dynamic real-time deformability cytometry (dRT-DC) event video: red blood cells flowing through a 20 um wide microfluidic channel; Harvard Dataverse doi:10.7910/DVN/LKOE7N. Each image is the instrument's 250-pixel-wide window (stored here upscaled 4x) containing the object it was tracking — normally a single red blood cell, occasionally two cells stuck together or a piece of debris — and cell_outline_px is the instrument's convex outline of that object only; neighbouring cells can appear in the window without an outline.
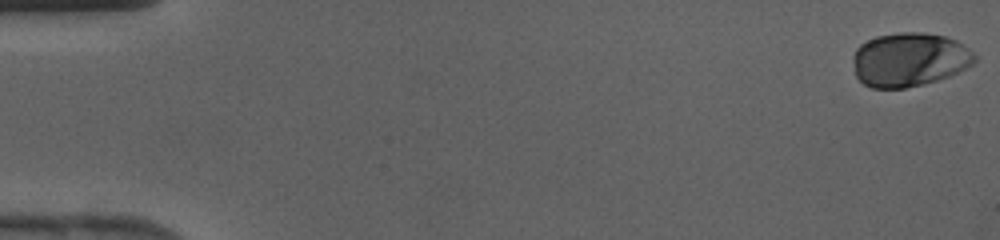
{"species": "human", "species_latin": "Homo sapiens", "temperature_condition": "cold", "stored_images_in_passage": 43, "camera_frame_rate_fps": 3000, "um_per_image_px": 0.085, "donor": {"sex": "female"}, "frame": {"image": 1, "passage_image": 1, "time_ms": 0.0, "image_size_px": [1000, 240], "cell_outline_px": [[976, 60], [972, 64], [948, 76], [924, 84], [904, 88], [872, 88], [864, 84], [856, 76], [852, 60], [852, 56], [856, 48], [860, 44], [876, 36], [900, 32], [924, 32], [944, 36], [956, 40], [968, 48], [976, 56]], "centroid_in_image_um": [77.26, 5.05], "position_along_channel_um": 7.7, "area_um2": 38.21}}
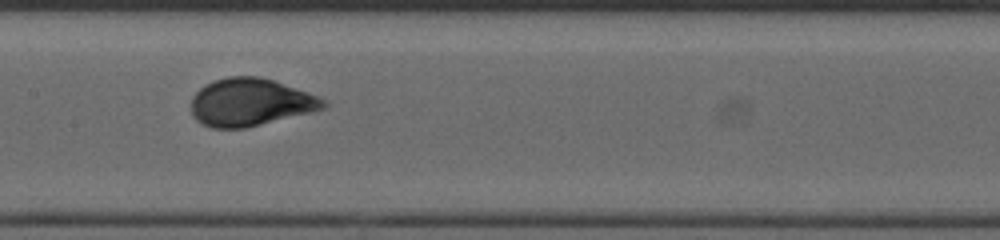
{"frame": {"image": 2, "passage_image": 22, "time_ms": 7.0, "image_size_px": [1000, 240], "cell_outline_px": [[328, 104], [324, 108], [312, 112], [244, 128], [212, 128], [200, 124], [192, 116], [192, 96], [204, 84], [228, 76], [256, 76], [272, 80], [308, 92], [324, 100]], "centroid_in_image_um": [21.24, 8.7], "position_along_channel_um": 186.2, "area_um2": 36.53}}
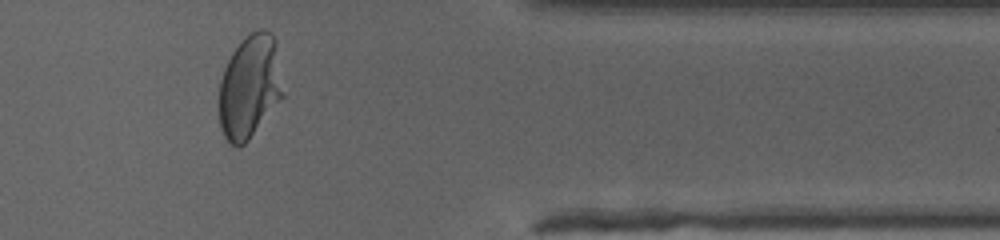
{"frame": {"image": 3, "passage_image": 36, "time_ms": 11.667, "image_size_px": [1000, 240], "cell_outline_px": [[284, 96], [248, 140], [240, 148], [236, 148], [224, 136], [220, 128], [220, 80], [224, 68], [232, 52], [252, 32], [260, 28], [264, 28], [272, 32], [276, 40]], "centroid_in_image_um": [21.24, 7.37], "position_along_channel_um": 390.2, "area_um2": 38.49}}